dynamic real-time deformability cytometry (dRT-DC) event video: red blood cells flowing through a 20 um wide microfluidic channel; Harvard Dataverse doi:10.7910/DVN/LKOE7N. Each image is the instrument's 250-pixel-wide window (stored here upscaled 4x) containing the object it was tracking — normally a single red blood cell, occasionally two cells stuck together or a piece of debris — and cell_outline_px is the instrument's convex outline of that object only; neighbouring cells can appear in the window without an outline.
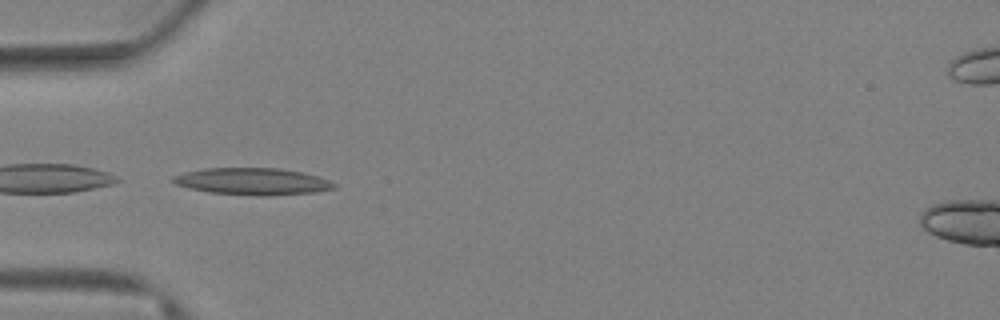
{"species": "Egyptian fruit bat (a non-hibernating species)", "species_latin": "Rousettus aegyptiacus", "temperature_condition": "warm", "stored_images_in_passage": 53, "camera_frame_rate_fps": 3000, "um_per_image_px": 0.085, "animal": {"sex": "female"}, "frame": {"image": 1, "passage_image": 1, "time_ms": 0.0, "image_size_px": [1000, 320], "cell_outline_px": [[336, 188], [316, 192], [272, 196], [256, 196], [208, 192], [176, 184], [172, 180], [172, 176], [184, 172], [204, 168], [280, 168], [320, 176], [336, 184]], "centroid_in_image_um": [21.5, 15.42], "position_along_channel_um": 63.5, "area_um2": 25.37}}
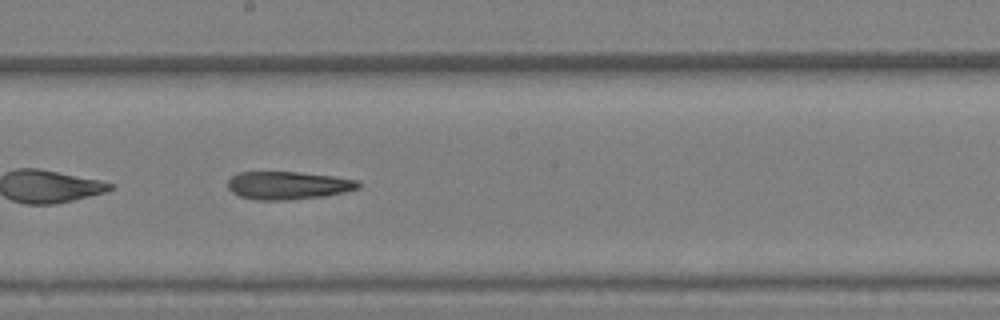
{"frame": {"image": 2, "passage_image": 20, "time_ms": 6.333, "image_size_px": [1000, 320], "cell_outline_px": [[360, 188], [344, 192], [324, 196], [288, 200], [256, 200], [240, 196], [232, 192], [228, 188], [228, 180], [232, 176], [240, 172], [296, 172], [336, 176], [360, 180]], "centroid_in_image_um": [24.52, 15.76], "position_along_channel_um": 223.7, "area_um2": 21.39}}
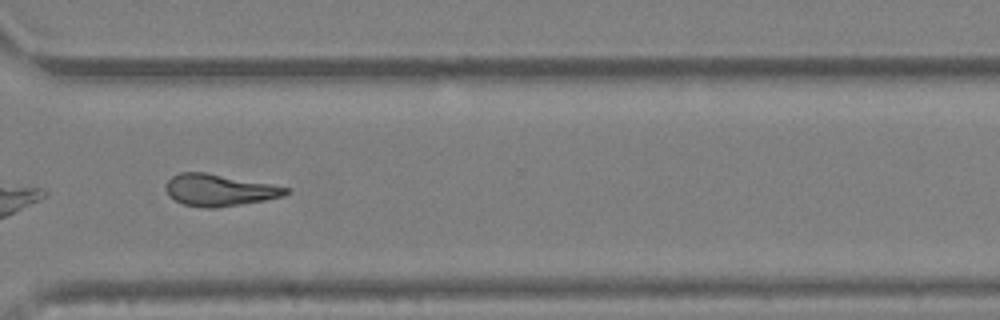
{"frame": {"image": 3, "passage_image": 35, "time_ms": 11.333, "image_size_px": [1000, 320], "cell_outline_px": [[288, 192], [284, 196], [264, 200], [240, 204], [212, 208], [204, 208], [184, 204], [168, 196], [164, 188], [168, 180], [172, 176], [180, 172], [204, 172], [268, 184], [288, 188]], "centroid_in_image_um": [18.56, 16.16], "position_along_channel_um": 352.0, "area_um2": 21.85}}